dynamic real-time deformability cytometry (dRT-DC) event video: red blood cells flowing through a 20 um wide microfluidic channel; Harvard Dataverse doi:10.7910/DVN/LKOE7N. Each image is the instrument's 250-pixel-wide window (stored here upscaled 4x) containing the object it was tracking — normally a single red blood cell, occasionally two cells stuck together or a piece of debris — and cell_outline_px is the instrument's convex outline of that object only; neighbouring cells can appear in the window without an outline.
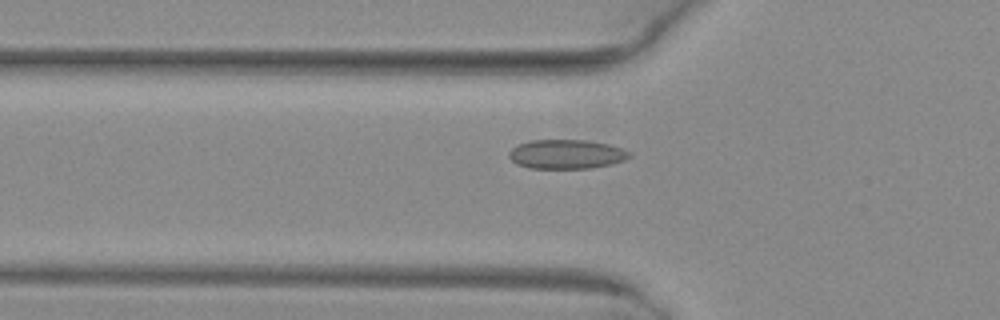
{"species": "common noctule bat (a hibernating species)", "species_latin": "Nyctalus noctula", "temperature_condition": "warm", "stored_images_in_passage": 41, "camera_frame_rate_fps": 3000, "um_per_image_px": 0.085, "animal": {"sex": "female", "body_mass_g": 29.2, "forearm_length_mm": 56.3}, "frame": {"image": 1, "passage_image": 8, "time_ms": 2.333, "image_size_px": [1000, 320], "cell_outline_px": [[632, 156], [624, 160], [612, 164], [592, 168], [528, 168], [516, 164], [508, 156], [508, 152], [512, 148], [520, 144], [532, 140], [584, 140], [608, 144], [632, 152]], "centroid_in_image_um": [48.15, 13.11], "position_along_channel_um": 77.6, "area_um2": 20.52}}
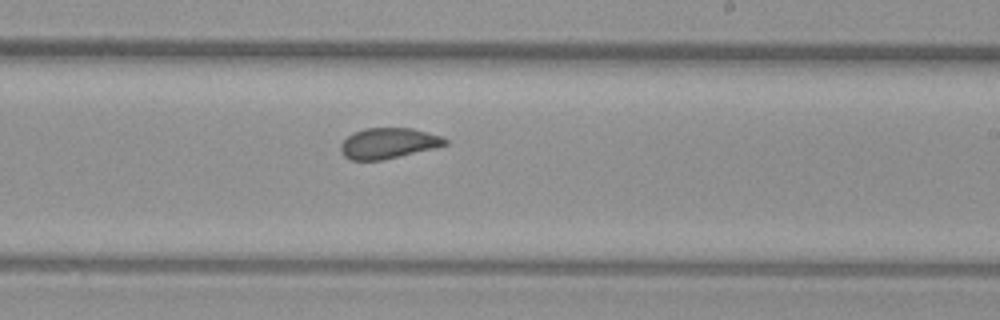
{"frame": {"image": 2, "passage_image": 21, "time_ms": 6.667, "image_size_px": [1000, 320], "cell_outline_px": [[448, 144], [436, 148], [384, 160], [352, 160], [344, 156], [340, 152], [340, 144], [352, 132], [364, 128], [412, 128], [440, 136], [448, 140]], "centroid_in_image_um": [33.0, 12.18], "position_along_channel_um": 256.0, "area_um2": 18.79}}
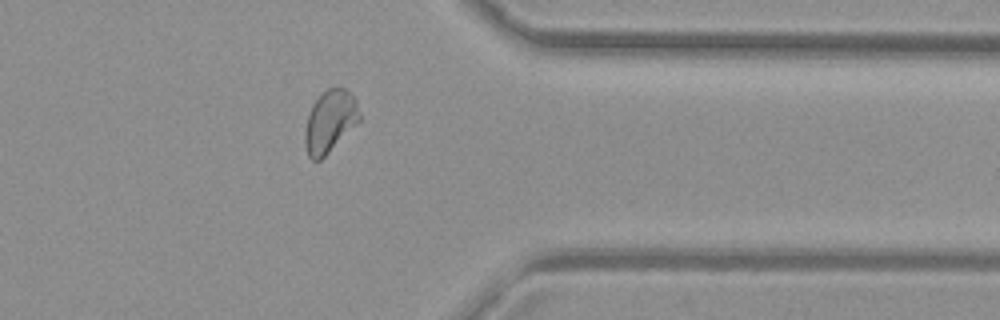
{"frame": {"image": 3, "passage_image": 31, "time_ms": 10.0, "image_size_px": [1000, 320], "cell_outline_px": [[360, 120], [320, 160], [312, 160], [308, 156], [304, 144], [304, 132], [308, 116], [312, 104], [328, 88], [344, 88], [356, 100], [360, 112]], "centroid_in_image_um": [28.02, 10.33], "position_along_channel_um": 383.4, "area_um2": 19.36}, "authors_computed_cell_mechanics": {"area_um2": 19.7676, "velocity_mm_per_s": 4.1019, "shape_relaxation_time_tau1_ms": null, "shape_relaxation_time_tau2_ms": 0.7769, "deformation_change_tau1": null, "deformation_change_tau2": 0.0542}}